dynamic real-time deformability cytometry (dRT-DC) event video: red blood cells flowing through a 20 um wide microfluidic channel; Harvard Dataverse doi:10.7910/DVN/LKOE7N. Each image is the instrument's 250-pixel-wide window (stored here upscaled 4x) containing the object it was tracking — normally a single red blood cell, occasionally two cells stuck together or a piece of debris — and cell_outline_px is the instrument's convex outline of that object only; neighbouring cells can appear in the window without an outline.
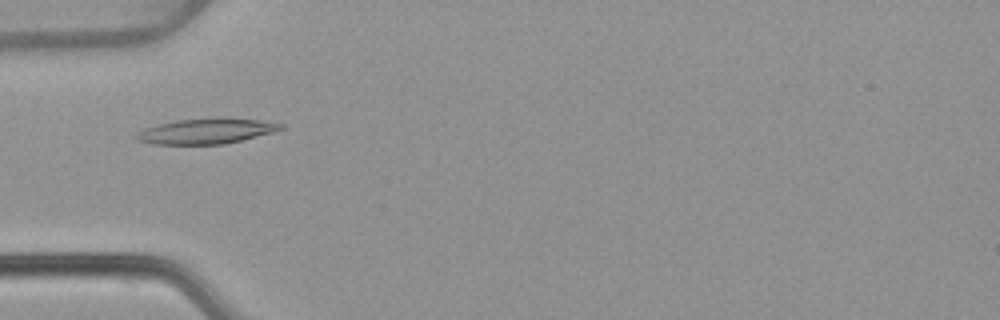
{"species": "common noctule bat (a hibernating species)", "species_latin": "Nyctalus noctula", "temperature_condition": "warm", "stored_images_in_passage": 41, "camera_frame_rate_fps": 3000, "um_per_image_px": 0.085, "animal": {"sex": "female", "body_mass_g": 22.7, "forearm_length_mm": 54.2}, "frame": {"image": 1, "passage_image": 5, "time_ms": 1.333, "image_size_px": [1000, 320], "cell_outline_px": [[284, 128], [272, 132], [224, 144], [152, 144], [136, 140], [136, 132], [144, 128], [176, 120], [256, 120], [284, 124]], "centroid_in_image_um": [17.44, 11.19], "position_along_channel_um": 67.6, "area_um2": 20.23}}
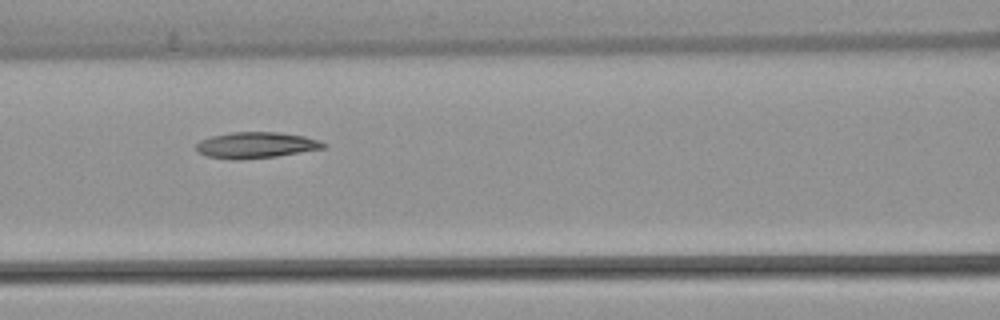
{"frame": {"image": 2, "passage_image": 11, "time_ms": 3.333, "image_size_px": [1000, 320], "cell_outline_px": [[324, 148], [276, 156], [236, 160], [232, 160], [204, 156], [196, 152], [196, 144], [200, 140], [212, 136], [232, 132], [280, 132], [304, 136], [320, 140], [324, 144]], "centroid_in_image_um": [21.69, 12.34], "position_along_channel_um": 144.9, "area_um2": 19.36}}
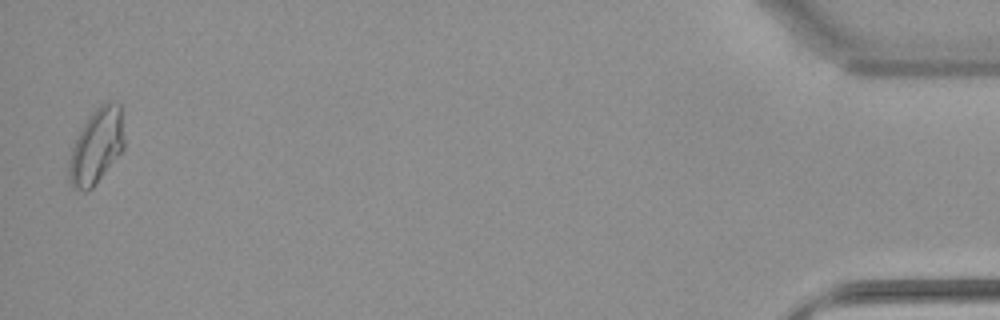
{"frame": {"image": 3, "passage_image": 40, "time_ms": 13.0, "image_size_px": [1000, 320], "cell_outline_px": [[124, 148], [92, 188], [84, 192], [76, 188], [68, 180], [68, 160], [72, 148], [88, 116], [104, 100], [108, 100], [120, 104], [124, 140]], "centroid_in_image_um": [8.19, 12.41], "position_along_channel_um": 427.0, "area_um2": 23.99}, "authors_computed_cell_mechanics": {"area_um2": 19.8254, "velocity_mm_per_s": 3.8637, "shape_relaxation_time_tau1_ms": null, "shape_relaxation_time_tau2_ms": 8.5559, "deformation_change_tau1": null, "deformation_change_tau2": 0.1533}}